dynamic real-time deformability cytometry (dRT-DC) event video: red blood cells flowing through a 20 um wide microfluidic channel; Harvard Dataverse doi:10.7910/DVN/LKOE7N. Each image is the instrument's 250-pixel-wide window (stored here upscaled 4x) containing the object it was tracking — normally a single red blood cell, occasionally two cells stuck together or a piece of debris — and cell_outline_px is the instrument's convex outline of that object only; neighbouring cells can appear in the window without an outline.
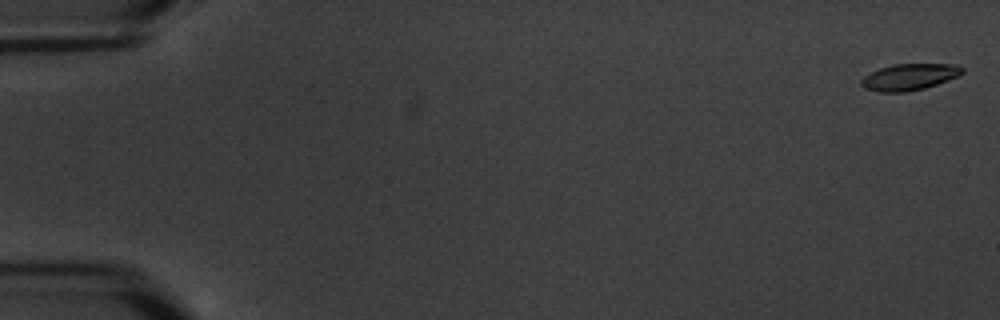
{"species": "common noctule bat (a hibernating species)", "species_latin": "Nyctalus noctula", "temperature_condition": "warm", "stored_images_in_passage": 8, "camera_frame_rate_fps": 3000, "um_per_image_px": 0.085, "animal": {"sex": "male", "body_mass_g": 20.1, "forearm_length_mm": 53.5}, "frame": {"image": 1, "passage_image": 1, "time_ms": 0.0, "image_size_px": [1000, 320], "cell_outline_px": [[964, 72], [960, 76], [924, 88], [904, 92], [880, 92], [864, 88], [860, 84], [860, 80], [864, 76], [880, 68], [892, 64], [956, 64], [964, 68]], "centroid_in_image_um": [77.31, 6.53], "position_along_channel_um": 7.7, "area_um2": 15.61}}
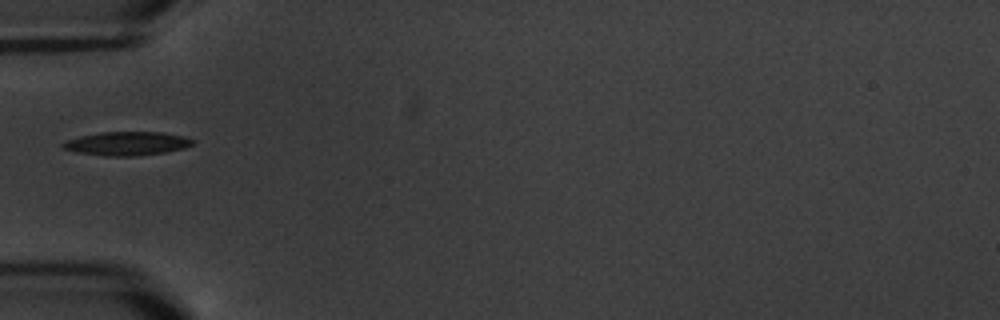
{"frame": {"image": 2, "passage_image": 6, "time_ms": 6.667, "image_size_px": [1000, 320], "cell_outline_px": [[196, 140], [192, 144], [184, 148], [164, 152], [132, 156], [104, 156], [76, 152], [64, 148], [60, 144], [68, 140], [80, 136], [100, 132], [160, 132], [184, 136]], "centroid_in_image_um": [10.79, 12.19], "position_along_channel_um": 74.2, "area_um2": 17.8}}
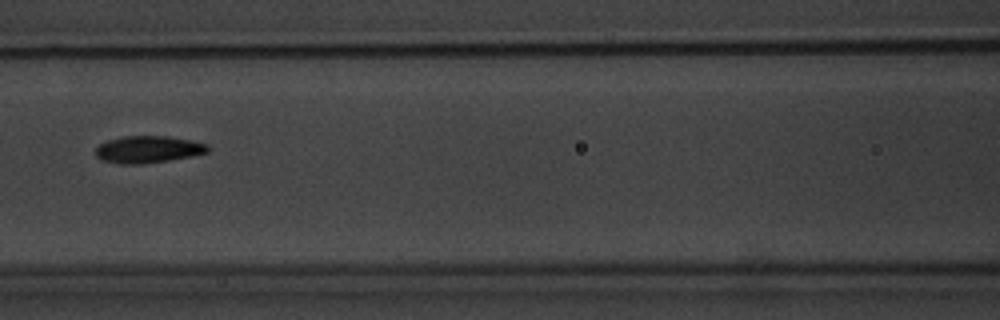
{"frame": {"image": 3, "passage_image": 8, "time_ms": 9.0, "image_size_px": [1000, 320], "cell_outline_px": [[208, 152], [192, 156], [168, 160], [140, 164], [120, 164], [100, 160], [96, 156], [96, 148], [100, 144], [108, 140], [124, 136], [168, 136], [208, 144]], "centroid_in_image_um": [12.56, 12.7], "position_along_channel_um": 154.0, "area_um2": 17.57}}